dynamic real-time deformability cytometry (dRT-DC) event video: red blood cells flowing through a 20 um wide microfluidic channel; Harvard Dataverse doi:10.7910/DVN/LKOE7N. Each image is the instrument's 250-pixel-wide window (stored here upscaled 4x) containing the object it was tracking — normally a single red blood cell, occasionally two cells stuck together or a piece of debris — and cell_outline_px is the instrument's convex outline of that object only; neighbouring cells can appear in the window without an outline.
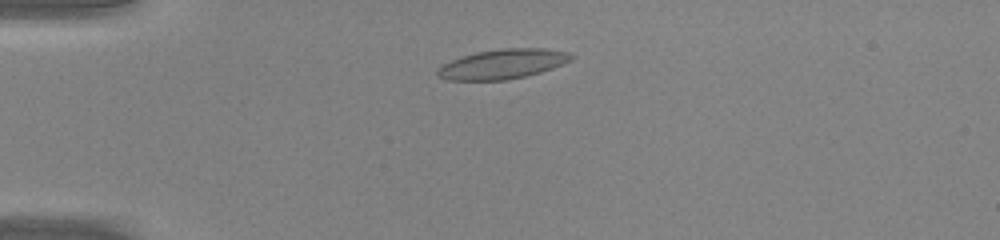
{"species": "common noctule bat (a hibernating species)", "species_latin": "Nyctalus noctula", "temperature_condition": "warm", "stored_images_in_passage": 44, "camera_frame_rate_fps": 3000, "um_per_image_px": 0.085, "animal": {"sex": "male", "body_mass_g": 20.0, "forearm_length_mm": 53.3}, "frame": {"image": 1, "passage_image": 8, "time_ms": 2.333, "image_size_px": [1000, 240], "cell_outline_px": [[576, 56], [572, 60], [564, 64], [540, 72], [524, 76], [504, 80], [448, 80], [436, 76], [436, 68], [452, 60], [476, 52], [500, 48], [544, 48], [568, 52]], "centroid_in_image_um": [42.74, 5.44], "position_along_channel_um": 42.3, "area_um2": 23.18}}
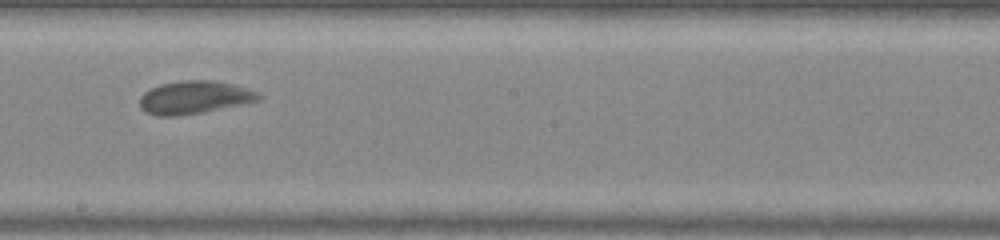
{"frame": {"image": 2, "passage_image": 24, "time_ms": 7.667, "image_size_px": [1000, 240], "cell_outline_px": [[260, 100], [204, 112], [176, 116], [156, 116], [144, 112], [140, 108], [140, 96], [144, 92], [160, 84], [180, 80], [212, 80], [232, 84], [256, 92], [260, 96]], "centroid_in_image_um": [16.45, 8.28], "position_along_channel_um": 231.7, "area_um2": 22.72}}
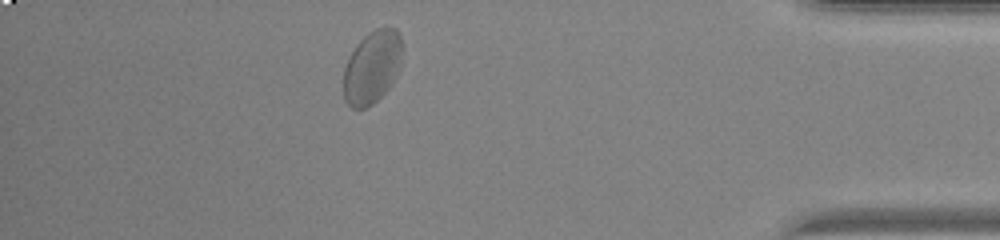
{"frame": {"image": 3, "passage_image": 39, "time_ms": 12.667, "image_size_px": [1000, 240], "cell_outline_px": [[400, 68], [392, 84], [372, 104], [364, 108], [352, 108], [344, 100], [344, 68], [348, 56], [356, 44], [368, 32], [376, 28], [396, 28], [400, 32]], "centroid_in_image_um": [31.61, 5.69], "position_along_channel_um": 403.6, "area_um2": 24.85}, "authors_computed_cell_mechanics": {"area_um2": 23.0044, "velocity_mm_per_s": 4.1931, "shape_relaxation_time_tau1_ms": 2.1669, "shape_relaxation_time_tau2_ms": null, "deformation_change_tau1": 0.0825, "deformation_change_tau2": null}}